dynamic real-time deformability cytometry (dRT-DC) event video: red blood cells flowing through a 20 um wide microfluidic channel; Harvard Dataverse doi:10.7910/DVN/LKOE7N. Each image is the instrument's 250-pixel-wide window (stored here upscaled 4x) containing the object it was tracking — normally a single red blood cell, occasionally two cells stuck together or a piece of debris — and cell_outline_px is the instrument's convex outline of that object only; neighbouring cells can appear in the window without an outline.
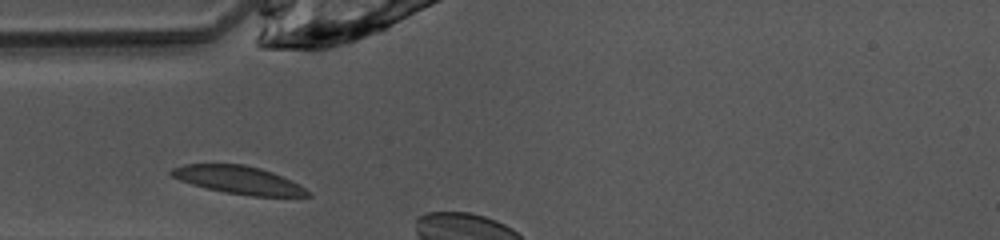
{"species": "common noctule bat (a hibernating species)", "species_latin": "Nyctalus noctula", "temperature_condition": "warm", "stored_images_in_passage": 3, "camera_frame_rate_fps": 3000, "um_per_image_px": 0.085, "animal": {"sex": "female", "body_mass_g": 10.0, "forearm_length_mm": 53.1}, "frame": {"image": 1, "passage_image": 1, "time_ms": 0.0, "image_size_px": [1000, 240], "cell_outline_px": [[312, 196], [252, 196], [224, 192], [192, 184], [180, 180], [172, 176], [168, 172], [172, 168], [184, 164], [244, 164], [260, 168], [272, 172], [312, 192]], "centroid_in_image_um": [20.25, 15.29], "position_along_channel_um": 64.8, "area_um2": 21.85}}